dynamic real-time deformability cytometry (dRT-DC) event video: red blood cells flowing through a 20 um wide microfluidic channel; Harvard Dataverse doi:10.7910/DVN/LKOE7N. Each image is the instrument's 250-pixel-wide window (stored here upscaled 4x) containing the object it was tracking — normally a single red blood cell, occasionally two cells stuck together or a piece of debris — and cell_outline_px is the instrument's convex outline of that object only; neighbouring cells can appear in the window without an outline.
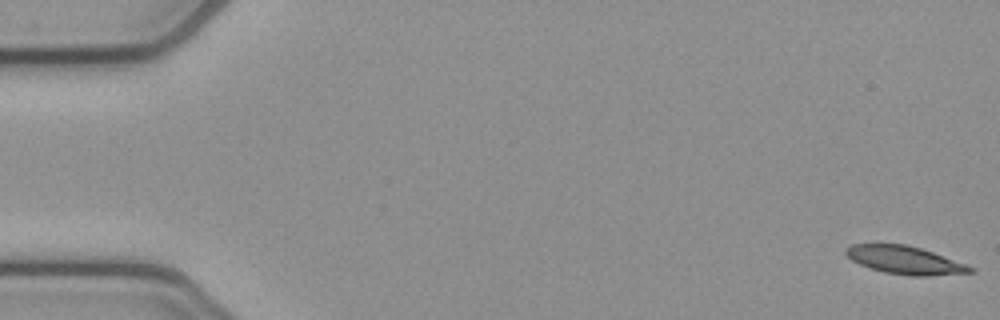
{"species": "common noctule bat (a hibernating species)", "species_latin": "Nyctalus noctula", "temperature_condition": "cold", "stored_images_in_passage": 53, "camera_frame_rate_fps": 3000, "um_per_image_px": 0.085, "animal": {"sex": "female", "body_mass_g": 21.9}, "frame": {"image": 1, "passage_image": 1, "time_ms": 0.0, "image_size_px": [1000, 320], "cell_outline_px": [[976, 272], [928, 276], [908, 276], [884, 272], [860, 264], [852, 260], [844, 252], [844, 248], [852, 244], [908, 244], [932, 252], [976, 268]], "centroid_in_image_um": [76.92, 22.11], "position_along_channel_um": 8.1, "area_um2": 20.23}}
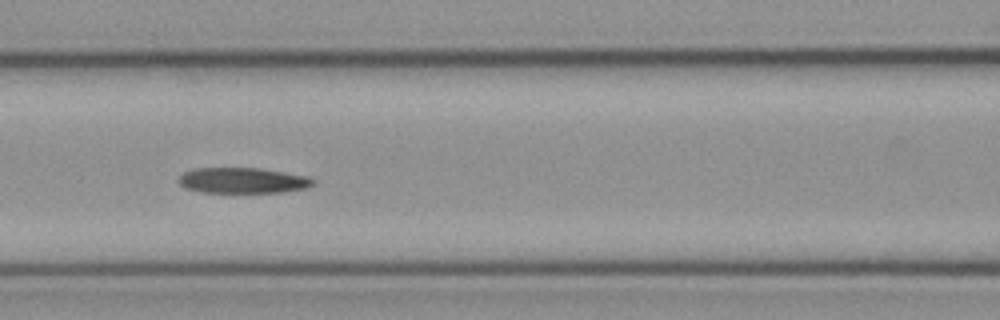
{"frame": {"image": 2, "passage_image": 23, "time_ms": 7.333, "image_size_px": [1000, 320], "cell_outline_px": [[316, 184], [308, 188], [284, 192], [200, 192], [184, 188], [176, 180], [184, 172], [192, 168], [260, 168], [308, 176], [316, 180]], "centroid_in_image_um": [20.65, 15.34], "position_along_channel_um": 146.0, "area_um2": 20.35}}
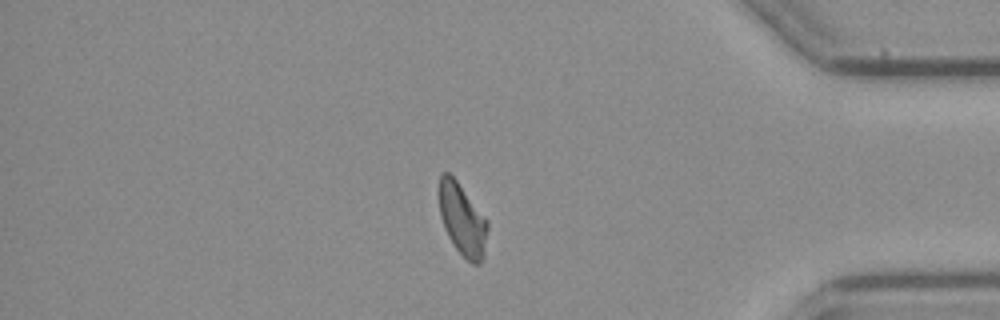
{"frame": {"image": 3, "passage_image": 45, "time_ms": 14.667, "image_size_px": [1000, 320], "cell_outline_px": [[488, 228], [484, 256], [480, 264], [472, 264], [456, 248], [448, 236], [444, 228], [440, 216], [436, 192], [440, 176], [444, 172], [448, 172], [456, 180], [488, 220]], "centroid_in_image_um": [39.27, 18.63], "position_along_channel_um": 395.9, "area_um2": 20.63}, "authors_computed_cell_mechanics": {"area_um2": 20.9236, "velocity_mm_per_s": 3.8568, "shape_relaxation_time_tau1_ms": null, "shape_relaxation_time_tau2_ms": 5.2334, "deformation_change_tau1": null, "deformation_change_tau2": 0.1393}}